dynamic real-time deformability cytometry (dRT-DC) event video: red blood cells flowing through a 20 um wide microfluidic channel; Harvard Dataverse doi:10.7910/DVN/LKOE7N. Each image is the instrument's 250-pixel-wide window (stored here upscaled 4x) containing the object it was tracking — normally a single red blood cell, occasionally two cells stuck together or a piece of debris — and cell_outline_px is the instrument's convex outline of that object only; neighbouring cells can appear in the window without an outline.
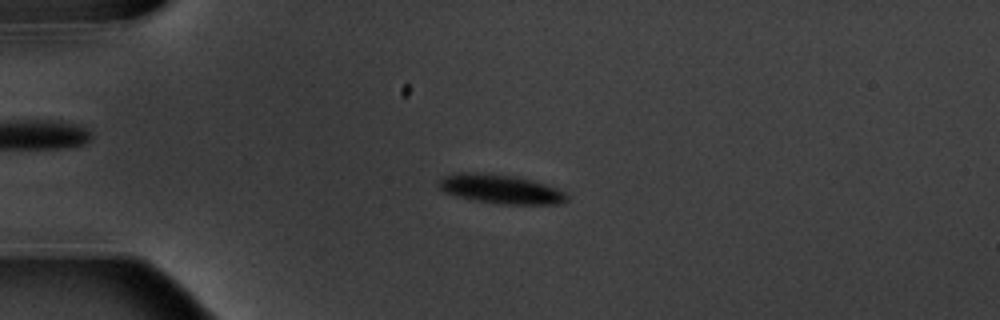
{"species": "common noctule bat (a hibernating species)", "species_latin": "Nyctalus noctula", "temperature_condition": "warm", "stored_images_in_passage": 5, "camera_frame_rate_fps": 3000, "um_per_image_px": 0.085, "animal": {"sex": "male", "body_mass_g": 20.1, "forearm_length_mm": 53.5}, "frame": {"image": 1, "passage_image": 3, "time_ms": 3.0, "image_size_px": [1000, 320], "cell_outline_px": [[568, 200], [564, 204], [500, 204], [476, 200], [456, 196], [444, 192], [436, 184], [444, 176], [456, 172], [464, 172], [512, 176], [532, 180], [568, 192]], "centroid_in_image_um": [42.58, 16.08], "position_along_channel_um": 42.4, "area_um2": 21.62}}